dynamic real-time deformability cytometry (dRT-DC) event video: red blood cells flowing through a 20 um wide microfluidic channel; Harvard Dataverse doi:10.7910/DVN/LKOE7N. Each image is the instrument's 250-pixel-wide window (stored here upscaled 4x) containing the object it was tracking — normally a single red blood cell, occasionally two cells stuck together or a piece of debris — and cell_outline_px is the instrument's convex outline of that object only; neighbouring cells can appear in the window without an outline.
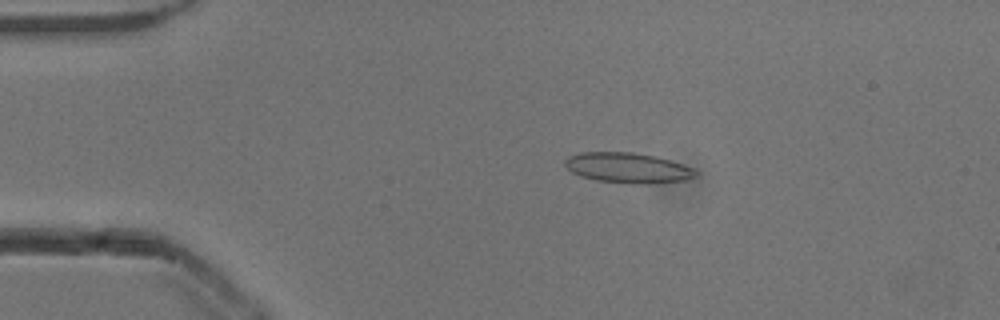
{"species": "common noctule bat (a hibernating species)", "species_latin": "Nyctalus noctula", "temperature_condition": "cold", "stored_images_in_passage": 53, "camera_frame_rate_fps": 3000, "um_per_image_px": 0.085, "animal": {"sex": "male", "body_mass_g": 13.3}, "frame": {"image": 1, "passage_image": 10, "time_ms": 3.0, "image_size_px": [1000, 320], "cell_outline_px": [[700, 176], [688, 180], [652, 184], [632, 184], [596, 180], [580, 176], [572, 172], [564, 164], [564, 160], [568, 156], [580, 152], [632, 152], [656, 156], [692, 168], [700, 172]], "centroid_in_image_um": [53.4, 14.28], "position_along_channel_um": 31.6, "area_um2": 23.35}}
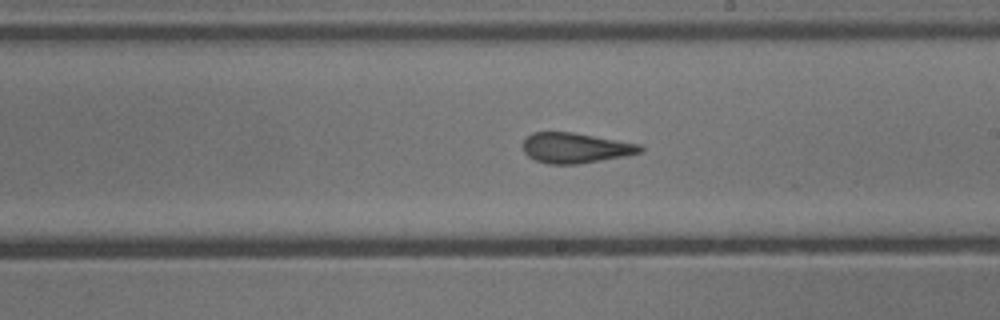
{"frame": {"image": 2, "passage_image": 30, "time_ms": 9.667, "image_size_px": [1000, 320], "cell_outline_px": [[644, 148], [640, 152], [624, 156], [580, 164], [548, 164], [536, 160], [528, 156], [524, 152], [524, 140], [532, 132], [572, 132], [640, 144]], "centroid_in_image_um": [48.9, 12.57], "position_along_channel_um": 240.1, "area_um2": 20.52}}
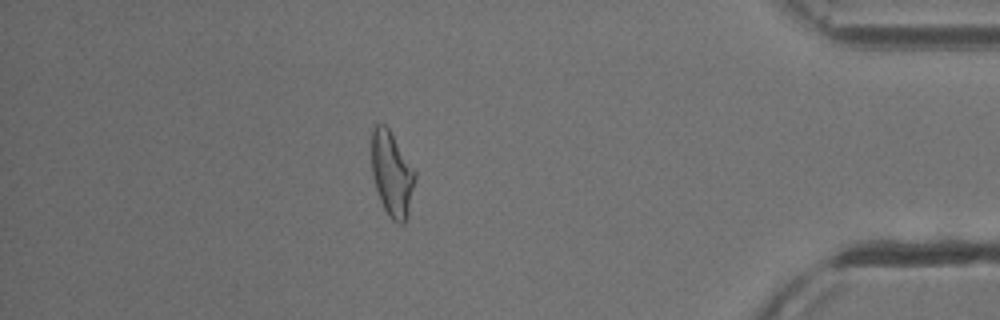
{"frame": {"image": 3, "passage_image": 46, "time_ms": 15.0, "image_size_px": [1000, 320], "cell_outline_px": [[416, 176], [408, 216], [404, 224], [400, 224], [392, 220], [388, 216], [380, 200], [376, 188], [372, 172], [372, 132], [376, 124], [384, 124], [388, 128], [416, 172]], "centroid_in_image_um": [33.32, 14.83], "position_along_channel_um": 401.9, "area_um2": 21.27}, "authors_computed_cell_mechanics": {"area_um2": 21.964, "velocity_mm_per_s": 3.864, "shape_relaxation_time_tau1_ms": null, "shape_relaxation_time_tau2_ms": 1.7561, "deformation_change_tau1": null, "deformation_change_tau2": 0.1106}}